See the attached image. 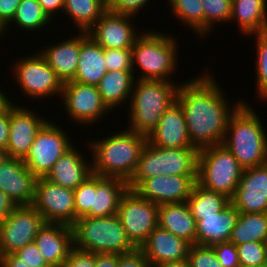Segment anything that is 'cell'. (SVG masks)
Returning <instances> with one entry per match:
<instances>
[{
    "mask_svg": "<svg viewBox=\"0 0 267 267\" xmlns=\"http://www.w3.org/2000/svg\"><path fill=\"white\" fill-rule=\"evenodd\" d=\"M197 176L167 175L144 179L134 191L155 204L186 202Z\"/></svg>",
    "mask_w": 267,
    "mask_h": 267,
    "instance_id": "17",
    "label": "cell"
},
{
    "mask_svg": "<svg viewBox=\"0 0 267 267\" xmlns=\"http://www.w3.org/2000/svg\"><path fill=\"white\" fill-rule=\"evenodd\" d=\"M256 36V78L257 93L261 99L267 101V32L253 34Z\"/></svg>",
    "mask_w": 267,
    "mask_h": 267,
    "instance_id": "37",
    "label": "cell"
},
{
    "mask_svg": "<svg viewBox=\"0 0 267 267\" xmlns=\"http://www.w3.org/2000/svg\"><path fill=\"white\" fill-rule=\"evenodd\" d=\"M24 106L9 102V139L6 151L8 157L24 160L40 129L48 122Z\"/></svg>",
    "mask_w": 267,
    "mask_h": 267,
    "instance_id": "15",
    "label": "cell"
},
{
    "mask_svg": "<svg viewBox=\"0 0 267 267\" xmlns=\"http://www.w3.org/2000/svg\"><path fill=\"white\" fill-rule=\"evenodd\" d=\"M147 141L160 148L194 147L188 137L183 109L177 101L164 112Z\"/></svg>",
    "mask_w": 267,
    "mask_h": 267,
    "instance_id": "21",
    "label": "cell"
},
{
    "mask_svg": "<svg viewBox=\"0 0 267 267\" xmlns=\"http://www.w3.org/2000/svg\"><path fill=\"white\" fill-rule=\"evenodd\" d=\"M176 44L175 38L168 34L151 30L140 33L131 48L133 73L138 64L142 70L139 80L170 81L178 62Z\"/></svg>",
    "mask_w": 267,
    "mask_h": 267,
    "instance_id": "6",
    "label": "cell"
},
{
    "mask_svg": "<svg viewBox=\"0 0 267 267\" xmlns=\"http://www.w3.org/2000/svg\"><path fill=\"white\" fill-rule=\"evenodd\" d=\"M213 77L205 73L181 83L176 96L185 115L189 140L199 150L223 143L229 118L243 103L239 100L230 108Z\"/></svg>",
    "mask_w": 267,
    "mask_h": 267,
    "instance_id": "1",
    "label": "cell"
},
{
    "mask_svg": "<svg viewBox=\"0 0 267 267\" xmlns=\"http://www.w3.org/2000/svg\"><path fill=\"white\" fill-rule=\"evenodd\" d=\"M240 267L257 266L266 264L267 243L246 242L236 246Z\"/></svg>",
    "mask_w": 267,
    "mask_h": 267,
    "instance_id": "39",
    "label": "cell"
},
{
    "mask_svg": "<svg viewBox=\"0 0 267 267\" xmlns=\"http://www.w3.org/2000/svg\"><path fill=\"white\" fill-rule=\"evenodd\" d=\"M44 223L43 216L32 205L17 206L0 224V257L35 242Z\"/></svg>",
    "mask_w": 267,
    "mask_h": 267,
    "instance_id": "12",
    "label": "cell"
},
{
    "mask_svg": "<svg viewBox=\"0 0 267 267\" xmlns=\"http://www.w3.org/2000/svg\"><path fill=\"white\" fill-rule=\"evenodd\" d=\"M78 34L39 52L62 83L73 80L76 75L80 55V33Z\"/></svg>",
    "mask_w": 267,
    "mask_h": 267,
    "instance_id": "26",
    "label": "cell"
},
{
    "mask_svg": "<svg viewBox=\"0 0 267 267\" xmlns=\"http://www.w3.org/2000/svg\"><path fill=\"white\" fill-rule=\"evenodd\" d=\"M22 0H0V23L5 27L9 28V23L14 18L17 7ZM9 26V27H8Z\"/></svg>",
    "mask_w": 267,
    "mask_h": 267,
    "instance_id": "47",
    "label": "cell"
},
{
    "mask_svg": "<svg viewBox=\"0 0 267 267\" xmlns=\"http://www.w3.org/2000/svg\"><path fill=\"white\" fill-rule=\"evenodd\" d=\"M247 267H267L266 264H261V265H257V266H247Z\"/></svg>",
    "mask_w": 267,
    "mask_h": 267,
    "instance_id": "57",
    "label": "cell"
},
{
    "mask_svg": "<svg viewBox=\"0 0 267 267\" xmlns=\"http://www.w3.org/2000/svg\"><path fill=\"white\" fill-rule=\"evenodd\" d=\"M17 207V204L4 192L0 191V224Z\"/></svg>",
    "mask_w": 267,
    "mask_h": 267,
    "instance_id": "51",
    "label": "cell"
},
{
    "mask_svg": "<svg viewBox=\"0 0 267 267\" xmlns=\"http://www.w3.org/2000/svg\"><path fill=\"white\" fill-rule=\"evenodd\" d=\"M92 174L91 161L88 163L84 155L74 145L66 151L44 177L56 185L76 189Z\"/></svg>",
    "mask_w": 267,
    "mask_h": 267,
    "instance_id": "23",
    "label": "cell"
},
{
    "mask_svg": "<svg viewBox=\"0 0 267 267\" xmlns=\"http://www.w3.org/2000/svg\"><path fill=\"white\" fill-rule=\"evenodd\" d=\"M128 189L125 180L96 174V191H92L90 217L116 215L121 198Z\"/></svg>",
    "mask_w": 267,
    "mask_h": 267,
    "instance_id": "27",
    "label": "cell"
},
{
    "mask_svg": "<svg viewBox=\"0 0 267 267\" xmlns=\"http://www.w3.org/2000/svg\"><path fill=\"white\" fill-rule=\"evenodd\" d=\"M2 267H28L14 253L0 257Z\"/></svg>",
    "mask_w": 267,
    "mask_h": 267,
    "instance_id": "52",
    "label": "cell"
},
{
    "mask_svg": "<svg viewBox=\"0 0 267 267\" xmlns=\"http://www.w3.org/2000/svg\"><path fill=\"white\" fill-rule=\"evenodd\" d=\"M187 261L190 267H223L212 246L191 245Z\"/></svg>",
    "mask_w": 267,
    "mask_h": 267,
    "instance_id": "40",
    "label": "cell"
},
{
    "mask_svg": "<svg viewBox=\"0 0 267 267\" xmlns=\"http://www.w3.org/2000/svg\"><path fill=\"white\" fill-rule=\"evenodd\" d=\"M50 20L52 21L37 0H22L9 24L12 25L14 22L21 30L33 32L41 31L46 24L51 23Z\"/></svg>",
    "mask_w": 267,
    "mask_h": 267,
    "instance_id": "34",
    "label": "cell"
},
{
    "mask_svg": "<svg viewBox=\"0 0 267 267\" xmlns=\"http://www.w3.org/2000/svg\"><path fill=\"white\" fill-rule=\"evenodd\" d=\"M5 30H7L1 23H0V35L5 34Z\"/></svg>",
    "mask_w": 267,
    "mask_h": 267,
    "instance_id": "56",
    "label": "cell"
},
{
    "mask_svg": "<svg viewBox=\"0 0 267 267\" xmlns=\"http://www.w3.org/2000/svg\"><path fill=\"white\" fill-rule=\"evenodd\" d=\"M104 0H64L63 11L77 26L87 32L106 11Z\"/></svg>",
    "mask_w": 267,
    "mask_h": 267,
    "instance_id": "33",
    "label": "cell"
},
{
    "mask_svg": "<svg viewBox=\"0 0 267 267\" xmlns=\"http://www.w3.org/2000/svg\"><path fill=\"white\" fill-rule=\"evenodd\" d=\"M80 32V55L75 82L97 86L106 74L104 49L88 36Z\"/></svg>",
    "mask_w": 267,
    "mask_h": 267,
    "instance_id": "25",
    "label": "cell"
},
{
    "mask_svg": "<svg viewBox=\"0 0 267 267\" xmlns=\"http://www.w3.org/2000/svg\"><path fill=\"white\" fill-rule=\"evenodd\" d=\"M190 247L188 241L157 226L140 249L152 266L163 262L187 260Z\"/></svg>",
    "mask_w": 267,
    "mask_h": 267,
    "instance_id": "22",
    "label": "cell"
},
{
    "mask_svg": "<svg viewBox=\"0 0 267 267\" xmlns=\"http://www.w3.org/2000/svg\"><path fill=\"white\" fill-rule=\"evenodd\" d=\"M229 242L236 246L246 242L267 243V213L240 212Z\"/></svg>",
    "mask_w": 267,
    "mask_h": 267,
    "instance_id": "31",
    "label": "cell"
},
{
    "mask_svg": "<svg viewBox=\"0 0 267 267\" xmlns=\"http://www.w3.org/2000/svg\"><path fill=\"white\" fill-rule=\"evenodd\" d=\"M62 103L71 120L79 125H91L110 112L103 103L98 87L73 80L63 83Z\"/></svg>",
    "mask_w": 267,
    "mask_h": 267,
    "instance_id": "14",
    "label": "cell"
},
{
    "mask_svg": "<svg viewBox=\"0 0 267 267\" xmlns=\"http://www.w3.org/2000/svg\"><path fill=\"white\" fill-rule=\"evenodd\" d=\"M37 177L28 170L22 159L8 157L0 164V191L17 206L32 205Z\"/></svg>",
    "mask_w": 267,
    "mask_h": 267,
    "instance_id": "19",
    "label": "cell"
},
{
    "mask_svg": "<svg viewBox=\"0 0 267 267\" xmlns=\"http://www.w3.org/2000/svg\"><path fill=\"white\" fill-rule=\"evenodd\" d=\"M258 114L243 102L230 116L223 145L243 169L267 163V132Z\"/></svg>",
    "mask_w": 267,
    "mask_h": 267,
    "instance_id": "3",
    "label": "cell"
},
{
    "mask_svg": "<svg viewBox=\"0 0 267 267\" xmlns=\"http://www.w3.org/2000/svg\"><path fill=\"white\" fill-rule=\"evenodd\" d=\"M240 212L230 203L216 215L202 216L196 223V245L213 246L229 242Z\"/></svg>",
    "mask_w": 267,
    "mask_h": 267,
    "instance_id": "24",
    "label": "cell"
},
{
    "mask_svg": "<svg viewBox=\"0 0 267 267\" xmlns=\"http://www.w3.org/2000/svg\"><path fill=\"white\" fill-rule=\"evenodd\" d=\"M8 158L6 149L0 147V164Z\"/></svg>",
    "mask_w": 267,
    "mask_h": 267,
    "instance_id": "55",
    "label": "cell"
},
{
    "mask_svg": "<svg viewBox=\"0 0 267 267\" xmlns=\"http://www.w3.org/2000/svg\"><path fill=\"white\" fill-rule=\"evenodd\" d=\"M133 70H114L106 72L97 85L103 103L112 112L116 106L125 104L131 98L135 82Z\"/></svg>",
    "mask_w": 267,
    "mask_h": 267,
    "instance_id": "30",
    "label": "cell"
},
{
    "mask_svg": "<svg viewBox=\"0 0 267 267\" xmlns=\"http://www.w3.org/2000/svg\"><path fill=\"white\" fill-rule=\"evenodd\" d=\"M32 206L47 223L73 226L75 205L73 189L51 183L44 177L37 178Z\"/></svg>",
    "mask_w": 267,
    "mask_h": 267,
    "instance_id": "13",
    "label": "cell"
},
{
    "mask_svg": "<svg viewBox=\"0 0 267 267\" xmlns=\"http://www.w3.org/2000/svg\"><path fill=\"white\" fill-rule=\"evenodd\" d=\"M136 79L129 100L128 130L147 137L156 128L164 112L176 102L179 85L172 80Z\"/></svg>",
    "mask_w": 267,
    "mask_h": 267,
    "instance_id": "4",
    "label": "cell"
},
{
    "mask_svg": "<svg viewBox=\"0 0 267 267\" xmlns=\"http://www.w3.org/2000/svg\"><path fill=\"white\" fill-rule=\"evenodd\" d=\"M73 227L74 247L92 253H128L136 249L118 215L81 217Z\"/></svg>",
    "mask_w": 267,
    "mask_h": 267,
    "instance_id": "7",
    "label": "cell"
},
{
    "mask_svg": "<svg viewBox=\"0 0 267 267\" xmlns=\"http://www.w3.org/2000/svg\"><path fill=\"white\" fill-rule=\"evenodd\" d=\"M151 267H190L187 260H181L176 262H163Z\"/></svg>",
    "mask_w": 267,
    "mask_h": 267,
    "instance_id": "53",
    "label": "cell"
},
{
    "mask_svg": "<svg viewBox=\"0 0 267 267\" xmlns=\"http://www.w3.org/2000/svg\"><path fill=\"white\" fill-rule=\"evenodd\" d=\"M107 72L114 70H133L131 48L104 49Z\"/></svg>",
    "mask_w": 267,
    "mask_h": 267,
    "instance_id": "41",
    "label": "cell"
},
{
    "mask_svg": "<svg viewBox=\"0 0 267 267\" xmlns=\"http://www.w3.org/2000/svg\"><path fill=\"white\" fill-rule=\"evenodd\" d=\"M119 254L96 253L95 267H117Z\"/></svg>",
    "mask_w": 267,
    "mask_h": 267,
    "instance_id": "49",
    "label": "cell"
},
{
    "mask_svg": "<svg viewBox=\"0 0 267 267\" xmlns=\"http://www.w3.org/2000/svg\"><path fill=\"white\" fill-rule=\"evenodd\" d=\"M186 203L197 222L202 219V216L216 215L222 211L231 203V199L223 194L207 190L196 182Z\"/></svg>",
    "mask_w": 267,
    "mask_h": 267,
    "instance_id": "32",
    "label": "cell"
},
{
    "mask_svg": "<svg viewBox=\"0 0 267 267\" xmlns=\"http://www.w3.org/2000/svg\"><path fill=\"white\" fill-rule=\"evenodd\" d=\"M150 0H107L106 9L111 12L138 15Z\"/></svg>",
    "mask_w": 267,
    "mask_h": 267,
    "instance_id": "43",
    "label": "cell"
},
{
    "mask_svg": "<svg viewBox=\"0 0 267 267\" xmlns=\"http://www.w3.org/2000/svg\"><path fill=\"white\" fill-rule=\"evenodd\" d=\"M212 247L223 267H240L236 245L226 242L215 244Z\"/></svg>",
    "mask_w": 267,
    "mask_h": 267,
    "instance_id": "42",
    "label": "cell"
},
{
    "mask_svg": "<svg viewBox=\"0 0 267 267\" xmlns=\"http://www.w3.org/2000/svg\"><path fill=\"white\" fill-rule=\"evenodd\" d=\"M9 139V103L0 110V147L6 149Z\"/></svg>",
    "mask_w": 267,
    "mask_h": 267,
    "instance_id": "48",
    "label": "cell"
},
{
    "mask_svg": "<svg viewBox=\"0 0 267 267\" xmlns=\"http://www.w3.org/2000/svg\"><path fill=\"white\" fill-rule=\"evenodd\" d=\"M2 89L0 90V110L4 108L9 102L8 96H6L5 92H3Z\"/></svg>",
    "mask_w": 267,
    "mask_h": 267,
    "instance_id": "54",
    "label": "cell"
},
{
    "mask_svg": "<svg viewBox=\"0 0 267 267\" xmlns=\"http://www.w3.org/2000/svg\"><path fill=\"white\" fill-rule=\"evenodd\" d=\"M12 73L15 81L26 97L41 99L62 94V81L56 76L50 65L40 55L22 57L14 64Z\"/></svg>",
    "mask_w": 267,
    "mask_h": 267,
    "instance_id": "10",
    "label": "cell"
},
{
    "mask_svg": "<svg viewBox=\"0 0 267 267\" xmlns=\"http://www.w3.org/2000/svg\"><path fill=\"white\" fill-rule=\"evenodd\" d=\"M231 203L241 213H267V163L243 170Z\"/></svg>",
    "mask_w": 267,
    "mask_h": 267,
    "instance_id": "18",
    "label": "cell"
},
{
    "mask_svg": "<svg viewBox=\"0 0 267 267\" xmlns=\"http://www.w3.org/2000/svg\"><path fill=\"white\" fill-rule=\"evenodd\" d=\"M96 254L73 247L62 267H95Z\"/></svg>",
    "mask_w": 267,
    "mask_h": 267,
    "instance_id": "45",
    "label": "cell"
},
{
    "mask_svg": "<svg viewBox=\"0 0 267 267\" xmlns=\"http://www.w3.org/2000/svg\"><path fill=\"white\" fill-rule=\"evenodd\" d=\"M243 170L223 144L199 150L197 183L207 190L232 199Z\"/></svg>",
    "mask_w": 267,
    "mask_h": 267,
    "instance_id": "8",
    "label": "cell"
},
{
    "mask_svg": "<svg viewBox=\"0 0 267 267\" xmlns=\"http://www.w3.org/2000/svg\"><path fill=\"white\" fill-rule=\"evenodd\" d=\"M147 143V137L135 131L126 130L105 139L90 141L92 151V173L116 177L128 182L135 172L140 154Z\"/></svg>",
    "mask_w": 267,
    "mask_h": 267,
    "instance_id": "2",
    "label": "cell"
},
{
    "mask_svg": "<svg viewBox=\"0 0 267 267\" xmlns=\"http://www.w3.org/2000/svg\"><path fill=\"white\" fill-rule=\"evenodd\" d=\"M35 243L50 267H62L74 247L73 227L45 222L35 237Z\"/></svg>",
    "mask_w": 267,
    "mask_h": 267,
    "instance_id": "20",
    "label": "cell"
},
{
    "mask_svg": "<svg viewBox=\"0 0 267 267\" xmlns=\"http://www.w3.org/2000/svg\"><path fill=\"white\" fill-rule=\"evenodd\" d=\"M159 205L128 189L122 196L117 215L131 243L136 248L146 242L158 226Z\"/></svg>",
    "mask_w": 267,
    "mask_h": 267,
    "instance_id": "9",
    "label": "cell"
},
{
    "mask_svg": "<svg viewBox=\"0 0 267 267\" xmlns=\"http://www.w3.org/2000/svg\"><path fill=\"white\" fill-rule=\"evenodd\" d=\"M55 124L48 121L40 129L23 160L28 170L37 178L45 177L54 163L72 147L68 134Z\"/></svg>",
    "mask_w": 267,
    "mask_h": 267,
    "instance_id": "11",
    "label": "cell"
},
{
    "mask_svg": "<svg viewBox=\"0 0 267 267\" xmlns=\"http://www.w3.org/2000/svg\"><path fill=\"white\" fill-rule=\"evenodd\" d=\"M196 224L186 202L159 205L158 226L191 245L196 244Z\"/></svg>",
    "mask_w": 267,
    "mask_h": 267,
    "instance_id": "28",
    "label": "cell"
},
{
    "mask_svg": "<svg viewBox=\"0 0 267 267\" xmlns=\"http://www.w3.org/2000/svg\"><path fill=\"white\" fill-rule=\"evenodd\" d=\"M173 15L185 25L203 36V5L201 0H169Z\"/></svg>",
    "mask_w": 267,
    "mask_h": 267,
    "instance_id": "35",
    "label": "cell"
},
{
    "mask_svg": "<svg viewBox=\"0 0 267 267\" xmlns=\"http://www.w3.org/2000/svg\"><path fill=\"white\" fill-rule=\"evenodd\" d=\"M74 191L75 222L81 217H90L92 191H96V174H90Z\"/></svg>",
    "mask_w": 267,
    "mask_h": 267,
    "instance_id": "38",
    "label": "cell"
},
{
    "mask_svg": "<svg viewBox=\"0 0 267 267\" xmlns=\"http://www.w3.org/2000/svg\"><path fill=\"white\" fill-rule=\"evenodd\" d=\"M14 254L28 267H50L41 256L35 242L29 243Z\"/></svg>",
    "mask_w": 267,
    "mask_h": 267,
    "instance_id": "44",
    "label": "cell"
},
{
    "mask_svg": "<svg viewBox=\"0 0 267 267\" xmlns=\"http://www.w3.org/2000/svg\"><path fill=\"white\" fill-rule=\"evenodd\" d=\"M198 156L196 147L160 148L147 141L128 187L134 190L144 179L160 175L198 176Z\"/></svg>",
    "mask_w": 267,
    "mask_h": 267,
    "instance_id": "5",
    "label": "cell"
},
{
    "mask_svg": "<svg viewBox=\"0 0 267 267\" xmlns=\"http://www.w3.org/2000/svg\"><path fill=\"white\" fill-rule=\"evenodd\" d=\"M232 20H237L239 30L246 36L266 33L267 0H232Z\"/></svg>",
    "mask_w": 267,
    "mask_h": 267,
    "instance_id": "29",
    "label": "cell"
},
{
    "mask_svg": "<svg viewBox=\"0 0 267 267\" xmlns=\"http://www.w3.org/2000/svg\"><path fill=\"white\" fill-rule=\"evenodd\" d=\"M134 15L122 14L106 10L101 18L87 31L103 49L132 48L140 35L135 30L132 19Z\"/></svg>",
    "mask_w": 267,
    "mask_h": 267,
    "instance_id": "16",
    "label": "cell"
},
{
    "mask_svg": "<svg viewBox=\"0 0 267 267\" xmlns=\"http://www.w3.org/2000/svg\"><path fill=\"white\" fill-rule=\"evenodd\" d=\"M37 2L51 19L64 8V0H37Z\"/></svg>",
    "mask_w": 267,
    "mask_h": 267,
    "instance_id": "50",
    "label": "cell"
},
{
    "mask_svg": "<svg viewBox=\"0 0 267 267\" xmlns=\"http://www.w3.org/2000/svg\"><path fill=\"white\" fill-rule=\"evenodd\" d=\"M117 267H151L140 248L119 254Z\"/></svg>",
    "mask_w": 267,
    "mask_h": 267,
    "instance_id": "46",
    "label": "cell"
},
{
    "mask_svg": "<svg viewBox=\"0 0 267 267\" xmlns=\"http://www.w3.org/2000/svg\"><path fill=\"white\" fill-rule=\"evenodd\" d=\"M203 5V36L210 34L215 22L227 23L232 13V0H201Z\"/></svg>",
    "mask_w": 267,
    "mask_h": 267,
    "instance_id": "36",
    "label": "cell"
}]
</instances>
